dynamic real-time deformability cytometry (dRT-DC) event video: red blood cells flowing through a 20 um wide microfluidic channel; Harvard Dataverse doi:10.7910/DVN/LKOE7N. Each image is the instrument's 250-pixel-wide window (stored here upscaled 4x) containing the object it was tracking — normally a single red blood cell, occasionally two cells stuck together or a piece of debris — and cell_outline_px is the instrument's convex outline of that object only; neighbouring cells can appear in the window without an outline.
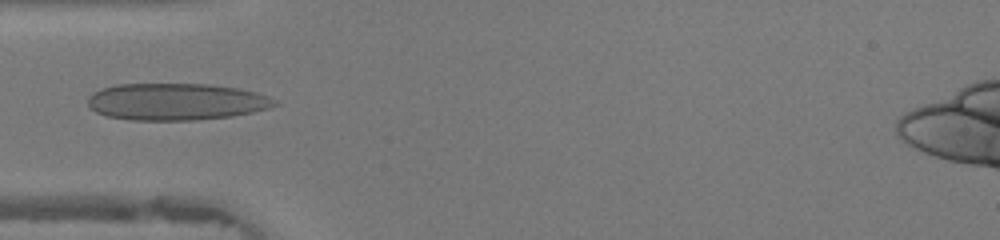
{"species": "human", "species_latin": "Homo sapiens", "temperature_condition": "warm", "stored_images_in_passage": 42, "camera_frame_rate_fps": 3000, "um_per_image_px": 0.085, "donor": {"sex": "female"}, "frame": {"image": 1, "passage_image": 11, "time_ms": 3.333, "image_size_px": [1000, 240], "cell_outline_px": [[280, 104], [268, 108], [252, 112], [232, 116], [192, 120], [132, 120], [108, 116], [96, 112], [88, 104], [88, 96], [92, 92], [116, 84], [208, 84], [240, 88], [268, 96], [276, 100]], "centroid_in_image_um": [14.98, 8.64], "position_along_channel_um": 70.0, "area_um2": 40.17}}
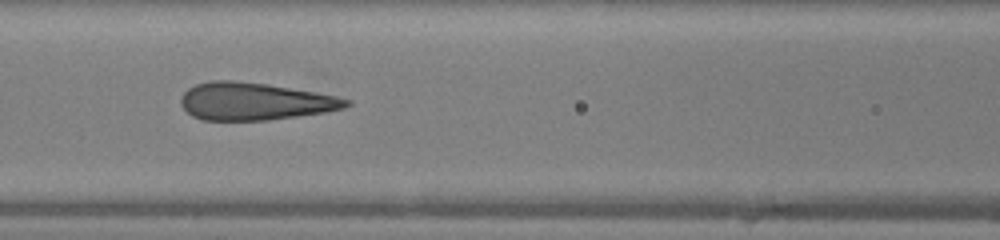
{"frame": {"image": 2, "passage_image": 16, "time_ms": 5.0, "image_size_px": [1000, 240], "cell_outline_px": [[352, 104], [344, 108], [324, 112], [268, 120], [204, 120], [192, 116], [180, 104], [180, 100], [184, 92], [188, 88], [196, 84], [212, 80], [232, 80], [268, 84], [336, 96], [352, 100]], "centroid_in_image_um": [21.64, 8.61], "position_along_channel_um": 145.0, "area_um2": 35.95}}
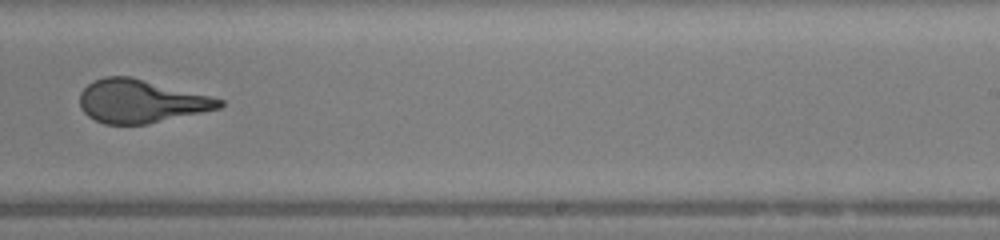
{"frame": {"image": 3, "passage_image": 25, "time_ms": 8.0, "image_size_px": [1000, 240], "cell_outline_px": [[224, 104], [220, 108], [148, 124], [104, 124], [88, 116], [80, 108], [80, 92], [88, 84], [104, 76], [132, 76], [224, 100]], "centroid_in_image_um": [11.95, 8.6], "position_along_channel_um": 277.1, "area_um2": 34.97}}